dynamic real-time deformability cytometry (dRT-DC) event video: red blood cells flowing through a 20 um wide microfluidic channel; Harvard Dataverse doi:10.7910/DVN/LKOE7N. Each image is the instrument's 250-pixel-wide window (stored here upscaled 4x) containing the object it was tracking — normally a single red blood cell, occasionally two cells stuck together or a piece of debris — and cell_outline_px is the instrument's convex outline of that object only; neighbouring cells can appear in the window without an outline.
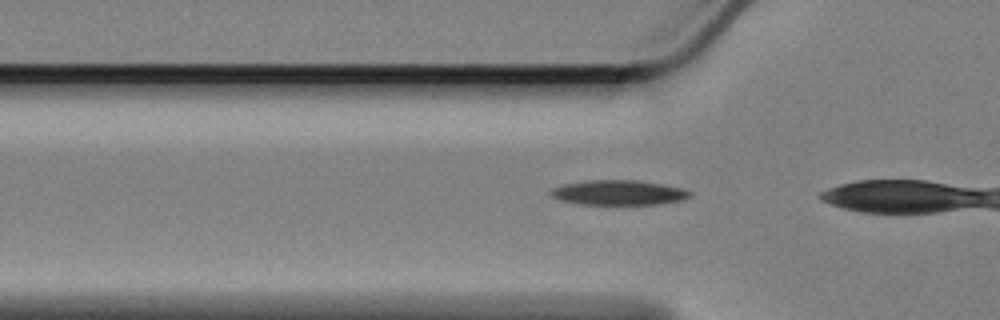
{"species": "Egyptian fruit bat (a non-hibernating species)", "species_latin": "Rousettus aegyptiacus", "temperature_condition": "cold", "stored_images_in_passage": 6, "camera_frame_rate_fps": 3000, "um_per_image_px": 0.085, "animal": {"sex": "female"}, "frame": {"image": 1, "passage_image": 3, "time_ms": 0.667, "image_size_px": [1000, 320], "cell_outline_px": [[692, 196], [680, 200], [660, 204], [580, 204], [560, 200], [552, 196], [548, 192], [552, 188], [564, 184], [584, 180], [640, 180], [684, 188], [692, 192]], "centroid_in_image_um": [52.59, 16.36], "position_along_channel_um": 73.2, "area_um2": 20.29}}